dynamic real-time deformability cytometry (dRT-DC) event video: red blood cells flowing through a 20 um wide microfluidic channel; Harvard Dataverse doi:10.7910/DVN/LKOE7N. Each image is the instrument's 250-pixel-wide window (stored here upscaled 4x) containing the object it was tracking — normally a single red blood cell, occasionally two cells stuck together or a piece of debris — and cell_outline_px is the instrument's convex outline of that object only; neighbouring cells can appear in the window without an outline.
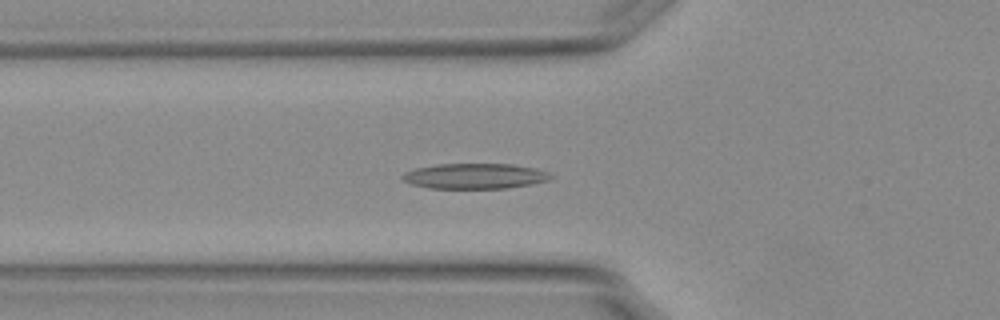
{"species": "Egyptian fruit bat (a non-hibernating species)", "species_latin": "Rousettus aegyptiacus", "temperature_condition": "warm", "stored_images_in_passage": 47, "camera_frame_rate_fps": 3000, "um_per_image_px": 0.085, "animal": {"sex": "female"}, "frame": {"image": 1, "passage_image": 12, "time_ms": 3.667, "image_size_px": [1000, 320], "cell_outline_px": [[552, 176], [548, 180], [532, 184], [508, 188], [428, 188], [412, 184], [404, 180], [400, 176], [404, 172], [416, 168], [436, 164], [512, 164], [536, 168], [548, 172]], "centroid_in_image_um": [40.36, 14.96], "position_along_channel_um": 85.4, "area_um2": 21.91}}
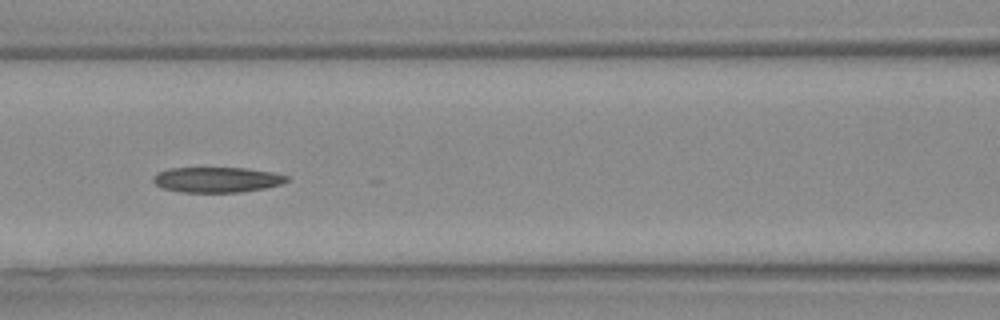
{"frame": {"image": 2, "passage_image": 17, "time_ms": 5.333, "image_size_px": [1000, 320], "cell_outline_px": [[288, 180], [280, 184], [264, 188], [240, 192], [180, 192], [164, 188], [156, 184], [152, 180], [152, 176], [168, 168], [244, 168], [272, 172], [288, 176]], "centroid_in_image_um": [18.42, 15.27], "position_along_channel_um": 148.2, "area_um2": 19.54}}
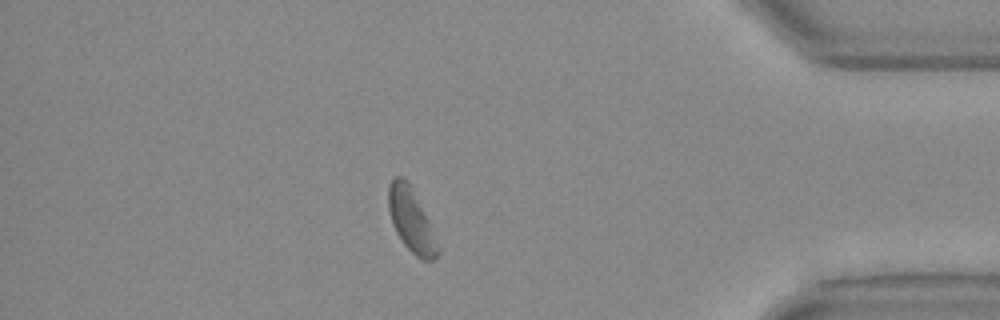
{"frame": {"image": 3, "passage_image": 40, "time_ms": 13.0, "image_size_px": [1000, 320], "cell_outline_px": [[440, 252], [432, 260], [424, 260], [416, 256], [404, 244], [396, 232], [388, 208], [388, 184], [396, 176], [404, 176], [412, 184], [428, 220]], "centroid_in_image_um": [34.93, 18.64], "position_along_channel_um": 400.3, "area_um2": 18.09}, "authors_computed_cell_mechanics": {"area_um2": 21.1548, "velocity_mm_per_s": 3.7214, "shape_relaxation_time_tau1_ms": 7.7392, "shape_relaxation_time_tau2_ms": 4.2133, "deformation_change_tau1": 0.1617, "deformation_change_tau2": 0.1128}}